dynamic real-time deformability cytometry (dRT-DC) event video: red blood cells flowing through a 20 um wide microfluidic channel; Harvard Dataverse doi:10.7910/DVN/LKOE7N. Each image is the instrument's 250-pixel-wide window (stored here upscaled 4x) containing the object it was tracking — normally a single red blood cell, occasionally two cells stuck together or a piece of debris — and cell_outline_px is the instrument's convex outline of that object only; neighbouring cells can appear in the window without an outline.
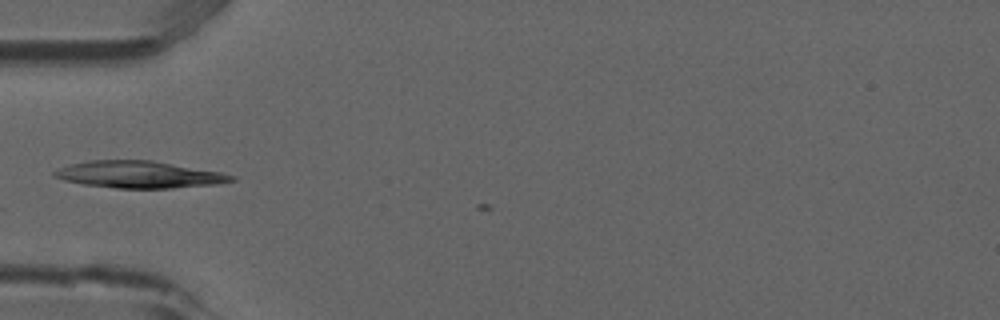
{"species": "common noctule bat (a hibernating species)", "species_latin": "Nyctalus noctula", "temperature_condition": "room temperature", "stored_images_in_passage": 6, "camera_frame_rate_fps": 3000, "um_per_image_px": 0.085, "animal": {"sex": "male", "forearm_length_mm": 52.5}, "frame": {"image": 1, "passage_image": 5, "time_ms": 1.333, "image_size_px": [1000, 320], "cell_outline_px": [[236, 180], [216, 184], [172, 188], [116, 188], [84, 184], [64, 180], [52, 176], [52, 172], [60, 168], [72, 164], [88, 160], [152, 160], [220, 172], [236, 176]], "centroid_in_image_um": [11.82, 14.83], "position_along_channel_um": 73.2, "area_um2": 27.63}}